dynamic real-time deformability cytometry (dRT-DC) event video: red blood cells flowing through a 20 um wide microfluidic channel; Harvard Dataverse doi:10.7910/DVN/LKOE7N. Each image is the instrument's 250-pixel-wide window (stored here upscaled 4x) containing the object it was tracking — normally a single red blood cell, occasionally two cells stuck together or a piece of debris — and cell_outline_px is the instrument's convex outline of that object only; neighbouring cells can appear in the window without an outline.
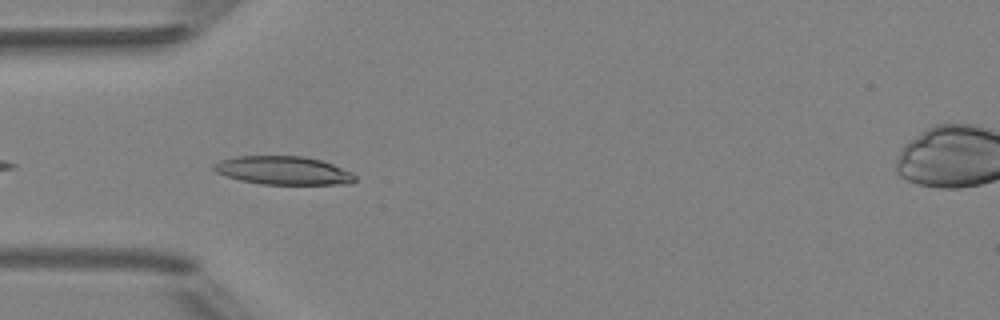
{"species": "Egyptian fruit bat (a non-hibernating species)", "species_latin": "Rousettus aegyptiacus", "temperature_condition": "room temperature", "stored_images_in_passage": 6, "camera_frame_rate_fps": 3000, "um_per_image_px": 0.085, "animal": {"sex": "female"}, "frame": {"image": 1, "passage_image": 5, "time_ms": 4.667, "image_size_px": [1000, 320], "cell_outline_px": [[356, 180], [352, 184], [260, 184], [240, 180], [216, 172], [212, 168], [212, 164], [220, 160], [236, 156], [304, 156], [320, 160], [332, 164], [352, 172], [356, 176]], "centroid_in_image_um": [24.08, 14.49], "position_along_channel_um": 60.9, "area_um2": 23.41}}
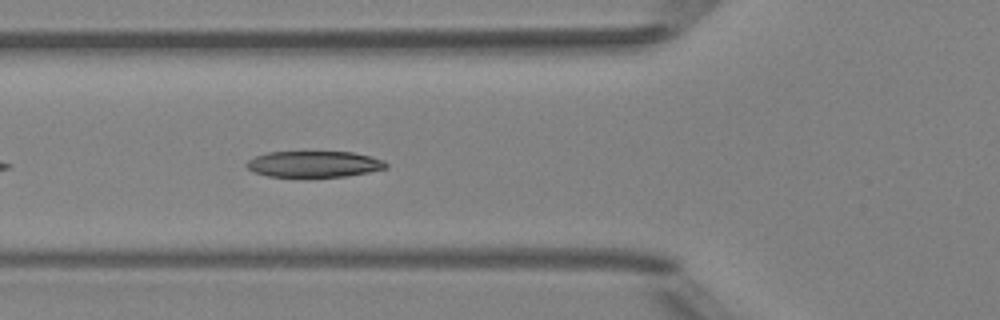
{"frame": {"image": 2, "passage_image": 6, "time_ms": 5.667, "image_size_px": [1000, 320], "cell_outline_px": [[388, 168], [348, 176], [268, 176], [256, 172], [248, 168], [244, 164], [248, 160], [256, 156], [268, 152], [352, 152], [372, 156], [384, 160], [388, 164]], "centroid_in_image_um": [26.74, 13.94], "position_along_channel_um": 99.1, "area_um2": 21.1}}